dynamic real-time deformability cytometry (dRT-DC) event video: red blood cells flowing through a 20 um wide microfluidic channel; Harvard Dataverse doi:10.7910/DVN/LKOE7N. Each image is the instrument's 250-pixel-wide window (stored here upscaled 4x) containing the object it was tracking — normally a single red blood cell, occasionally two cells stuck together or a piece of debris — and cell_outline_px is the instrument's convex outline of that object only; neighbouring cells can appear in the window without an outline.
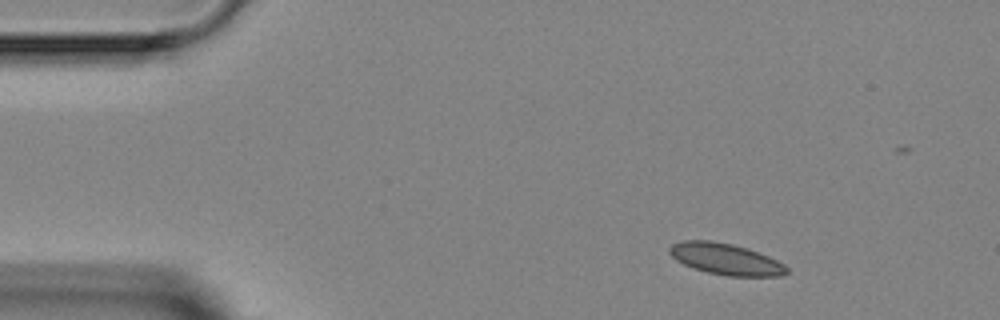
{"species": "Egyptian fruit bat (a non-hibernating species)", "species_latin": "Rousettus aegyptiacus", "temperature_condition": "room temperature", "stored_images_in_passage": 3, "camera_frame_rate_fps": 3000, "um_per_image_px": 0.085, "animal": {"sex": "female"}, "frame": {"image": 1, "passage_image": 1, "time_ms": 0.0, "image_size_px": [1000, 320], "cell_outline_px": [[788, 272], [780, 276], [728, 276], [708, 272], [684, 264], [676, 260], [668, 252], [668, 248], [672, 244], [680, 240], [712, 240], [732, 244], [748, 248], [768, 256], [784, 264], [788, 268]], "centroid_in_image_um": [61.67, 22.0], "position_along_channel_um": 23.3, "area_um2": 21.39}}
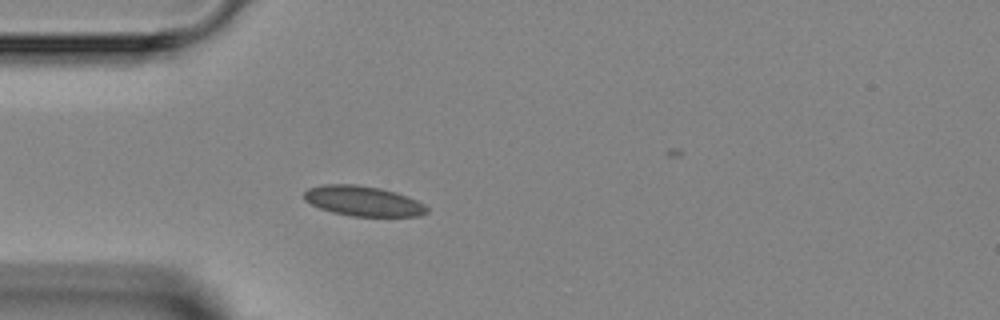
{"frame": {"image": 2, "passage_image": 3, "time_ms": 2.333, "image_size_px": [1000, 320], "cell_outline_px": [[428, 212], [420, 216], [352, 216], [332, 212], [320, 208], [304, 200], [304, 192], [308, 188], [324, 184], [356, 184], [380, 188], [396, 192], [416, 200], [424, 204], [428, 208]], "centroid_in_image_um": [30.86, 17.08], "position_along_channel_um": 54.1, "area_um2": 21.5}}